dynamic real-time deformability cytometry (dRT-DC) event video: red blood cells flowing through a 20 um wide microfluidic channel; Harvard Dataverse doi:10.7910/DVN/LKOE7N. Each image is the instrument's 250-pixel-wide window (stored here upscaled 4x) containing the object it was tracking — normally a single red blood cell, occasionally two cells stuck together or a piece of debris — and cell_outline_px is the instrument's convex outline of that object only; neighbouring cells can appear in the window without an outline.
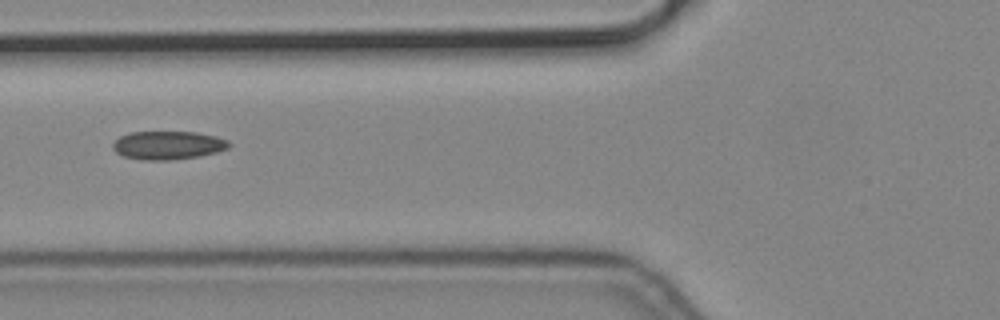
{"species": "common noctule bat (a hibernating species)", "species_latin": "Nyctalus noctula", "temperature_condition": "cold", "stored_images_in_passage": 7, "camera_frame_rate_fps": 3000, "um_per_image_px": 0.085, "animal": {"sex": "male", "body_mass_g": 19.2, "forearm_length_mm": 51.8}, "frame": {"image": 1, "passage_image": 7, "time_ms": 2.0, "image_size_px": [1000, 320], "cell_outline_px": [[232, 144], [228, 148], [216, 152], [200, 156], [168, 160], [140, 160], [124, 156], [116, 152], [112, 148], [112, 144], [120, 136], [132, 132], [196, 132], [216, 136], [228, 140]], "centroid_in_image_um": [14.29, 12.35], "position_along_channel_um": 111.5, "area_um2": 19.25}}